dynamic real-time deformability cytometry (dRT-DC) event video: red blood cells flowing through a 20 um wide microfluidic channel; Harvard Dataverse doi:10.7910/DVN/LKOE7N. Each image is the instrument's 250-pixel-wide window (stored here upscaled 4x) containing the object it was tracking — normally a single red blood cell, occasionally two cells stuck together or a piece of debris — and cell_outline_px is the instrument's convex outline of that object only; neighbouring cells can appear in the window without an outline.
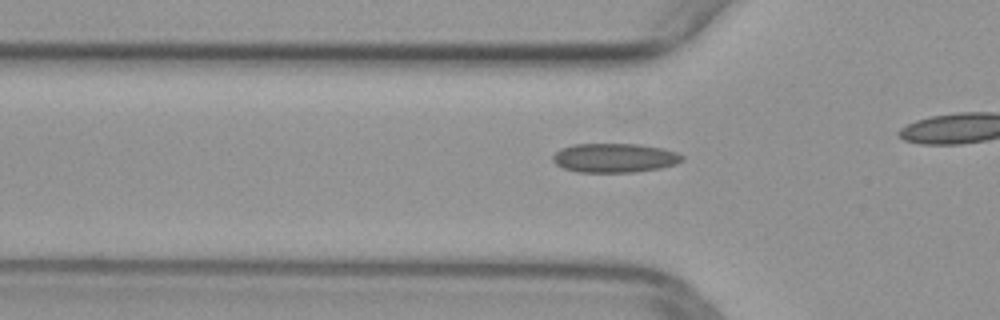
{"species": "common noctule bat (a hibernating species)", "species_latin": "Nyctalus noctula", "temperature_condition": "warm", "stored_images_in_passage": 30, "camera_frame_rate_fps": 3000, "um_per_image_px": 0.085, "animal": {"sex": "female", "body_mass_g": 29.2, "forearm_length_mm": 56.3}, "frame": {"image": 1, "passage_image": 7, "time_ms": 2.0, "image_size_px": [1000, 320], "cell_outline_px": [[684, 160], [676, 164], [660, 168], [632, 172], [580, 172], [564, 168], [556, 164], [552, 160], [552, 156], [560, 148], [572, 144], [640, 144], [660, 148], [676, 152], [684, 156]], "centroid_in_image_um": [52.23, 13.41], "position_along_channel_um": 73.6, "area_um2": 21.96}}
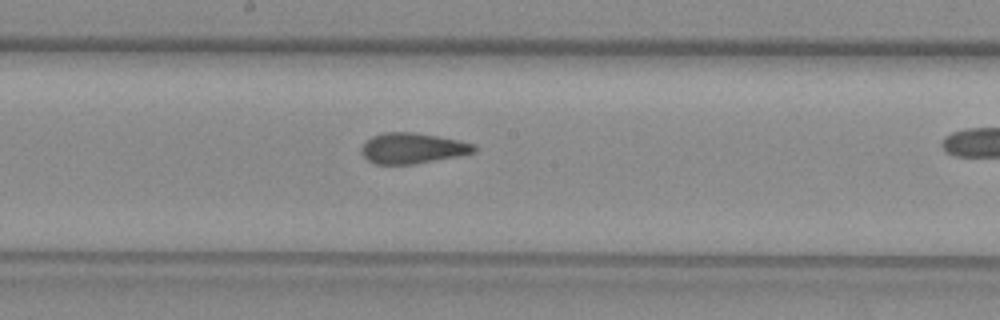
{"frame": {"image": 2, "passage_image": 17, "time_ms": 5.333, "image_size_px": [1000, 320], "cell_outline_px": [[476, 152], [460, 156], [412, 164], [376, 164], [368, 160], [360, 152], [360, 148], [372, 136], [384, 132], [412, 132], [460, 140], [476, 144]], "centroid_in_image_um": [35.09, 12.6], "position_along_channel_um": 213.1, "area_um2": 20.11}}
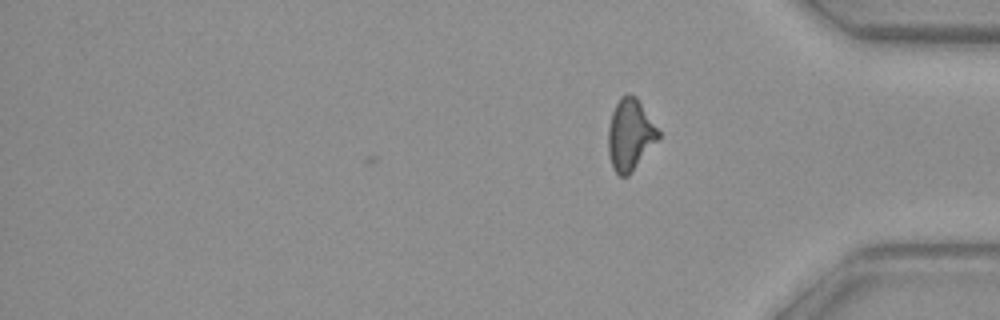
{"frame": {"image": 3, "passage_image": 30, "time_ms": 9.667, "image_size_px": [1000, 320], "cell_outline_px": [[660, 136], [628, 176], [620, 176], [612, 168], [608, 156], [608, 128], [612, 112], [620, 96], [628, 92], [636, 96], [660, 132]], "centroid_in_image_um": [53.53, 11.43], "position_along_channel_um": 381.7, "area_um2": 20.75}}